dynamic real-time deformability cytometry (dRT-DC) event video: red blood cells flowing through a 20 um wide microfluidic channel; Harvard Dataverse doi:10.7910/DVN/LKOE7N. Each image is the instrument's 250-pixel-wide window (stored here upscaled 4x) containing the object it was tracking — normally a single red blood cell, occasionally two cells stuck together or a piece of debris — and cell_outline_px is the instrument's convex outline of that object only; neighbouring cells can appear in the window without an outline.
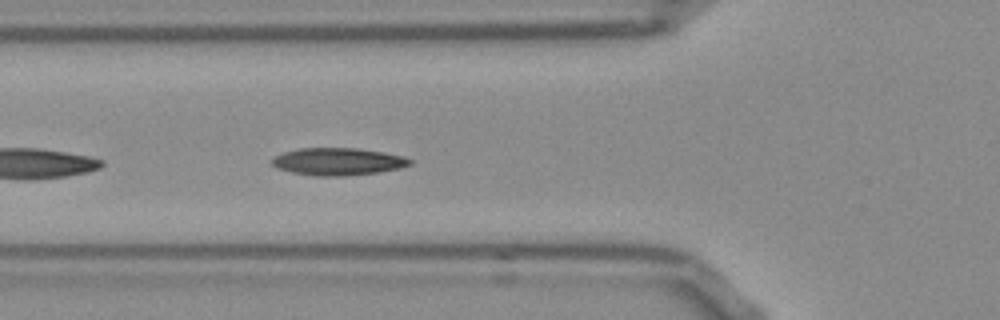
{"species": "Egyptian fruit bat (a non-hibernating species)", "species_latin": "Rousettus aegyptiacus", "temperature_condition": "room temperature", "stored_images_in_passage": 14, "camera_frame_rate_fps": 3000, "um_per_image_px": 0.085, "frame": {"image": 1, "passage_image": 5, "time_ms": 1.333, "image_size_px": [1000, 320], "cell_outline_px": [[412, 164], [400, 168], [380, 172], [344, 176], [316, 176], [292, 172], [276, 168], [272, 164], [272, 160], [276, 156], [284, 152], [300, 148], [356, 148], [380, 152], [400, 156], [412, 160]], "centroid_in_image_um": [28.71, 13.74], "position_along_channel_um": 97.1, "area_um2": 21.79}}
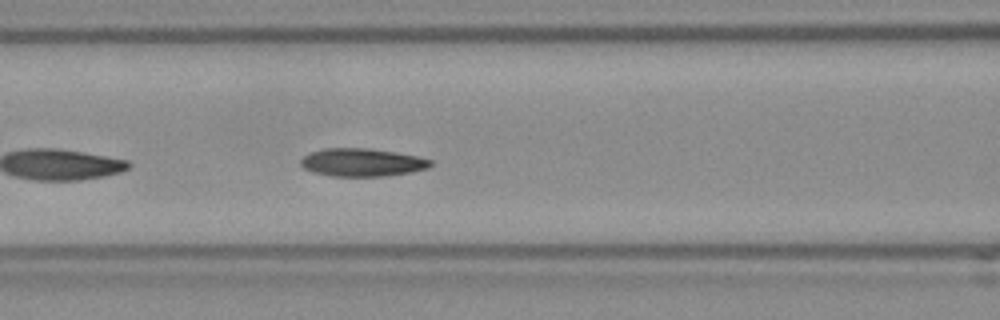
{"frame": {"image": 2, "passage_image": 8, "time_ms": 2.333, "image_size_px": [1000, 320], "cell_outline_px": [[432, 164], [428, 168], [412, 172], [384, 176], [332, 176], [312, 172], [304, 168], [300, 164], [300, 160], [304, 156], [312, 152], [324, 148], [368, 148], [396, 152], [416, 156], [432, 160]], "centroid_in_image_um": [30.78, 13.8], "position_along_channel_um": 135.8, "area_um2": 21.15}}